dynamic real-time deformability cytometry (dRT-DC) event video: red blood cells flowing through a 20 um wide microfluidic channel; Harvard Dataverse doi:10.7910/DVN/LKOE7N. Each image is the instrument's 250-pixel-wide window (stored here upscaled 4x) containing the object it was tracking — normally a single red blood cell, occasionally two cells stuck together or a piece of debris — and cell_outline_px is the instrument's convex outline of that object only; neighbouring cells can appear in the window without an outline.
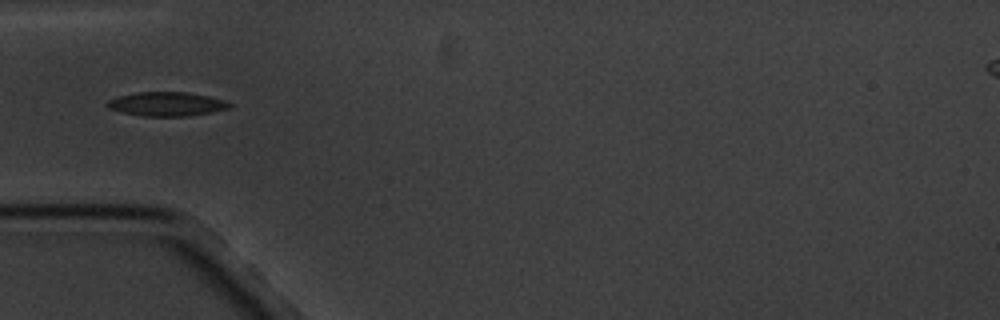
{"species": "common noctule bat (a hibernating species)", "species_latin": "Nyctalus noctula", "temperature_condition": "cold", "stored_images_in_passage": 1, "camera_frame_rate_fps": 3000, "um_per_image_px": 0.085, "animal": {"sex": "male", "body_mass_g": 20.1, "forearm_length_mm": 53.5}, "frame": {"image": 1, "passage_image": 1, "time_ms": 0.0, "image_size_px": [1000, 320], "cell_outline_px": [[232, 104], [228, 108], [212, 112], [188, 116], [144, 116], [124, 112], [108, 108], [104, 104], [108, 100], [116, 96], [136, 92], [188, 92], [208, 96], [224, 100]], "centroid_in_image_um": [14.13, 8.83], "position_along_channel_um": 70.9, "area_um2": 17.11}}